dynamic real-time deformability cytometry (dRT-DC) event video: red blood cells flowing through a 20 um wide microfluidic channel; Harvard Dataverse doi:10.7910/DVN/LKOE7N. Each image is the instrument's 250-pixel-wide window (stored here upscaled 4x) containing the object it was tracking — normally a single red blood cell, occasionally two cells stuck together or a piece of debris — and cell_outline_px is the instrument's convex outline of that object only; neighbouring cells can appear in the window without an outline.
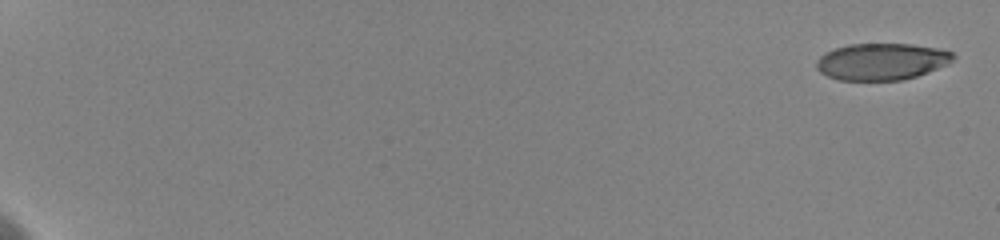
{"species": "human", "species_latin": "Homo sapiens", "temperature_condition": "cold", "stored_images_in_passage": 19, "camera_frame_rate_fps": 3000, "um_per_image_px": 0.085, "donor": {"sex": "female"}, "frame": {"image": 1, "passage_image": 1, "time_ms": 0.0, "image_size_px": [1000, 240], "cell_outline_px": [[956, 56], [948, 64], [928, 72], [904, 80], [840, 80], [828, 76], [820, 72], [816, 68], [816, 60], [824, 52], [848, 44], [912, 44], [940, 48], [952, 52]], "centroid_in_image_um": [74.94, 5.23], "position_along_channel_um": 10.1, "area_um2": 29.42}}